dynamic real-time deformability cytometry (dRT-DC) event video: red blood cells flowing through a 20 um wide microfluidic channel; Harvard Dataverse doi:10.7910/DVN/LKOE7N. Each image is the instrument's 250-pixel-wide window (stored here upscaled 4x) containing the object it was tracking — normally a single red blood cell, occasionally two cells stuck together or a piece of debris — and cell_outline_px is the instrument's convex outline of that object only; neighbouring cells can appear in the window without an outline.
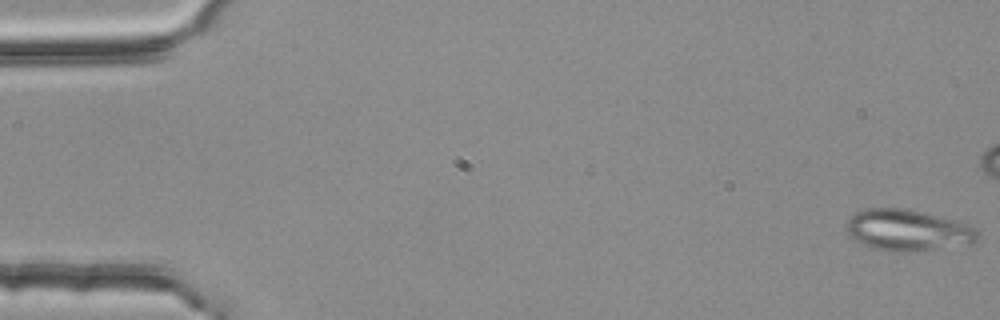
{"species": "common noctule bat (a hibernating species)", "species_latin": "Nyctalus noctula", "temperature_condition": "room temperature", "stored_images_in_passage": 12, "camera_frame_rate_fps": 3000, "um_per_image_px": 0.085, "animal": {"sex": "female", "body_mass_g": 25.1}, "frame": {"image": 1, "passage_image": 1, "time_ms": 0.0, "image_size_px": [1000, 320], "cell_outline_px": [[976, 240], [972, 244], [908, 252], [892, 252], [876, 248], [856, 240], [844, 228], [848, 220], [856, 212], [868, 208], [908, 208], [924, 212], [972, 228], [976, 232]], "centroid_in_image_um": [77.08, 19.57], "position_along_channel_um": 7.9, "area_um2": 30.75}}